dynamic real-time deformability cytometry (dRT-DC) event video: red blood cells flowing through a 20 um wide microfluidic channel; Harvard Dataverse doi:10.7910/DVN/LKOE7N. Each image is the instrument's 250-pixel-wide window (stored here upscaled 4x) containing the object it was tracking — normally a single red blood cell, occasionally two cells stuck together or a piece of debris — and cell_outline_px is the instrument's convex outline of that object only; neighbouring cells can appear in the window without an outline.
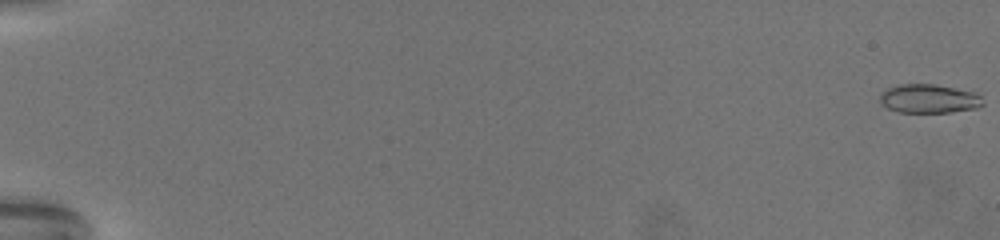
{"species": "common noctule bat (a hibernating species)", "species_latin": "Nyctalus noctula", "temperature_condition": "warm", "stored_images_in_passage": 73, "camera_frame_rate_fps": 3000, "um_per_image_px": 0.085, "animal": {"sex": "female", "body_mass_g": 19.5, "forearm_length_mm": 54.1}, "frame": {"image": 1, "passage_image": 1, "time_ms": 0.0, "image_size_px": [1000, 240], "cell_outline_px": [[984, 104], [976, 108], [952, 112], [896, 112], [880, 104], [880, 92], [888, 88], [900, 84], [936, 84], [976, 92], [980, 96]], "centroid_in_image_um": [78.95, 8.38], "position_along_channel_um": 6.1, "area_um2": 17.46}}
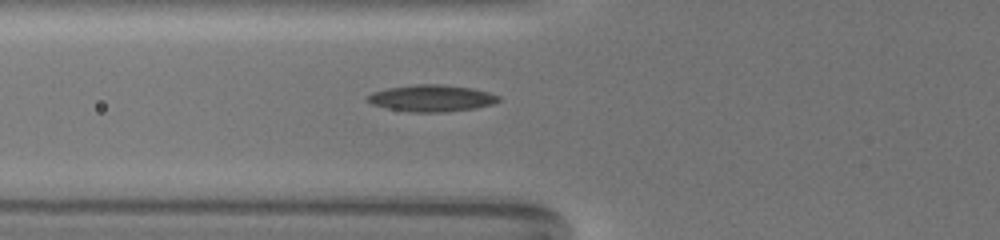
{"frame": {"image": 2, "passage_image": 31, "time_ms": 10.0, "image_size_px": [1000, 240], "cell_outline_px": [[500, 100], [492, 104], [476, 108], [444, 112], [408, 112], [388, 108], [372, 104], [364, 100], [372, 92], [388, 88], [420, 84], [440, 84], [472, 88], [488, 92], [500, 96]], "centroid_in_image_um": [36.68, 8.35], "position_along_channel_um": 89.1, "area_um2": 20.35}}
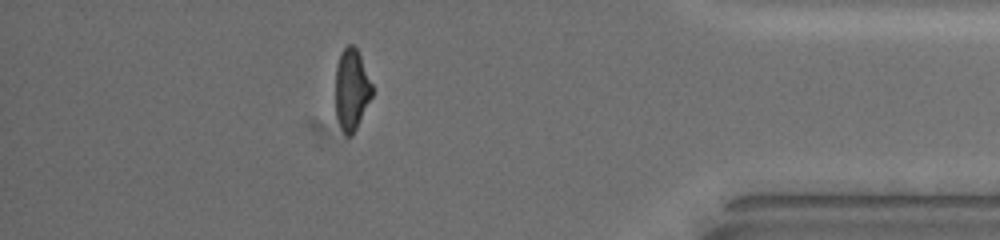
{"frame": {"image": 3, "passage_image": 65, "time_ms": 21.333, "image_size_px": [1000, 240], "cell_outline_px": [[372, 96], [352, 136], [348, 136], [340, 128], [336, 120], [336, 68], [340, 56], [344, 48], [348, 44], [352, 44], [356, 48], [360, 56], [372, 84]], "centroid_in_image_um": [29.88, 7.63], "position_along_channel_um": 405.3, "area_um2": 17.11}, "authors_computed_cell_mechanics": {"area_um2": 18.4382, "velocity_mm_per_s": 3.0666, "shape_relaxation_time_tau1_ms": 6.1511, "shape_relaxation_time_tau2_ms": 1.9839, "deformation_change_tau1": 0.1857, "deformation_change_tau2": 0.08}}